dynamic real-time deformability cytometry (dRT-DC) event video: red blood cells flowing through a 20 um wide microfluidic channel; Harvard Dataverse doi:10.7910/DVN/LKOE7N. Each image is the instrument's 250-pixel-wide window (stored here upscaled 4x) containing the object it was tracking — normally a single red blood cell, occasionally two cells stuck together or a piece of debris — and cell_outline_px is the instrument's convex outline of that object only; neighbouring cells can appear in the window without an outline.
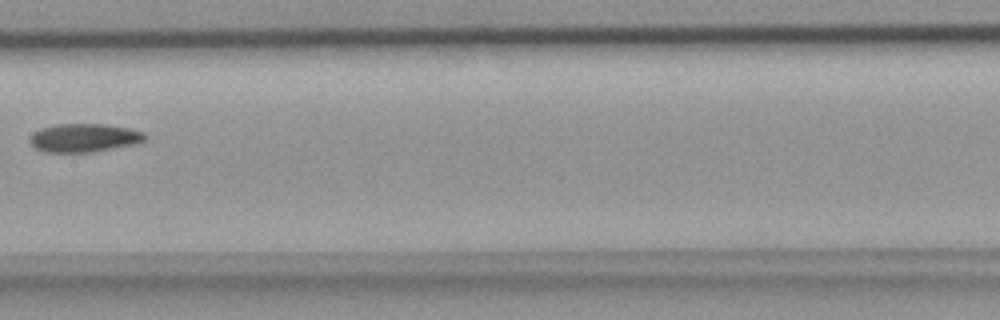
{"species": "common noctule bat (a hibernating species)", "species_latin": "Nyctalus noctula", "temperature_condition": "room temperature", "stored_images_in_passage": 4, "camera_frame_rate_fps": 3000, "um_per_image_px": 0.085, "animal": {"sex": "female", "body_mass_g": 18.4}, "frame": {"image": 1, "passage_image": 4, "time_ms": 1.0, "image_size_px": [1000, 320], "cell_outline_px": [[148, 136], [144, 140], [136, 144], [92, 152], [44, 152], [36, 148], [32, 144], [32, 136], [36, 132], [44, 128], [56, 124], [104, 124], [128, 128], [144, 132]], "centroid_in_image_um": [7.22, 11.72], "position_along_channel_um": 200.2, "area_um2": 18.79}}